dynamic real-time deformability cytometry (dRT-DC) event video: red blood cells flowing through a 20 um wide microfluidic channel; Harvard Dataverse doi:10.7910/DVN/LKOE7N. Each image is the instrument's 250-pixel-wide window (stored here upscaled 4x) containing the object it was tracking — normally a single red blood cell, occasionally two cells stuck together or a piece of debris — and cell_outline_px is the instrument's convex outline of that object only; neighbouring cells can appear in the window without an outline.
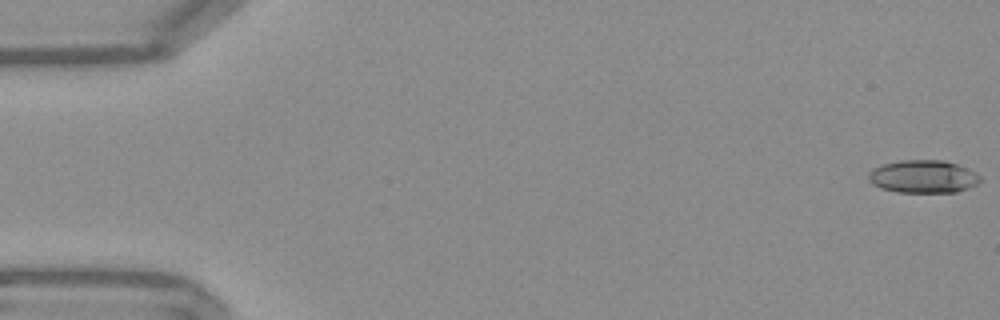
{"species": "Egyptian fruit bat (a non-hibernating species)", "species_latin": "Rousettus aegyptiacus", "temperature_condition": "warm", "stored_images_in_passage": 54, "camera_frame_rate_fps": 3000, "um_per_image_px": 0.085, "frame": {"image": 1, "passage_image": 1, "time_ms": 0.0, "image_size_px": [1000, 320], "cell_outline_px": [[980, 180], [976, 184], [968, 188], [956, 192], [896, 192], [880, 188], [872, 184], [868, 180], [868, 172], [884, 164], [900, 160], [944, 160], [968, 168], [980, 176]], "centroid_in_image_um": [78.45, 15.01], "position_along_channel_um": 6.5, "area_um2": 21.33}}
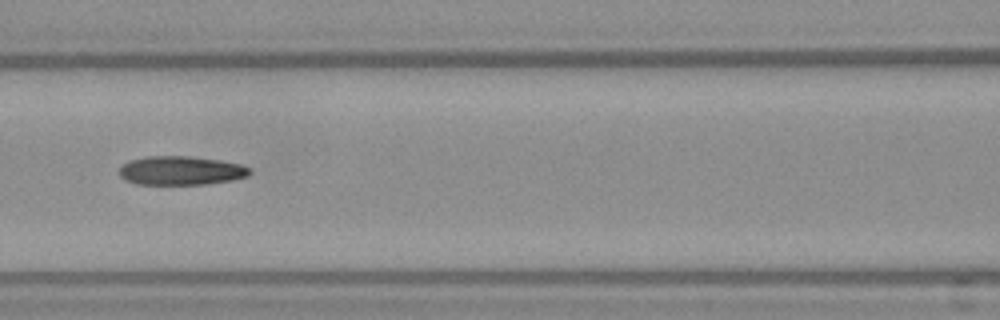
{"frame": {"image": 2, "passage_image": 24, "time_ms": 7.667, "image_size_px": [1000, 320], "cell_outline_px": [[252, 172], [248, 176], [232, 180], [204, 184], [136, 184], [120, 176], [120, 168], [128, 160], [144, 156], [192, 156], [220, 160], [240, 164], [248, 168]], "centroid_in_image_um": [15.38, 14.49], "position_along_channel_um": 151.2, "area_um2": 21.91}}
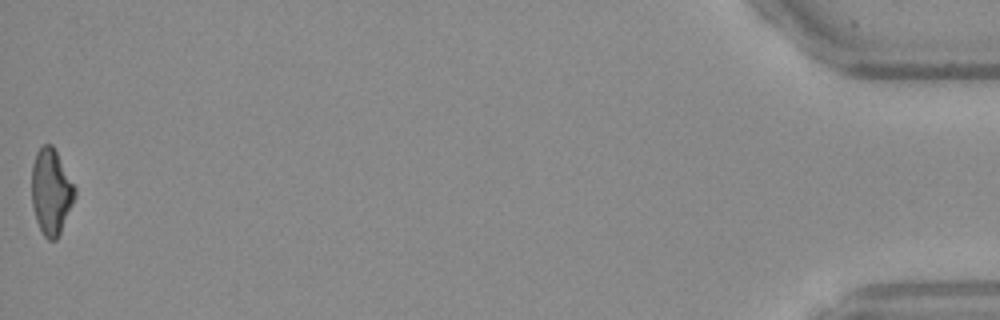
{"frame": {"image": 3, "passage_image": 54, "time_ms": 17.667, "image_size_px": [1000, 320], "cell_outline_px": [[76, 196], [60, 232], [56, 240], [48, 240], [44, 236], [36, 220], [32, 204], [32, 164], [36, 152], [44, 144], [52, 144], [76, 188]], "centroid_in_image_um": [4.34, 16.29], "position_along_channel_um": 430.9, "area_um2": 21.39}, "authors_computed_cell_mechanics": {"area_um2": 21.7617, "velocity_mm_per_s": 3.7992, "shape_relaxation_time_tau1_ms": 8.1498, "shape_relaxation_time_tau2_ms": 4.6636, "deformation_change_tau1": 0.2402, "deformation_change_tau2": 0.151}}